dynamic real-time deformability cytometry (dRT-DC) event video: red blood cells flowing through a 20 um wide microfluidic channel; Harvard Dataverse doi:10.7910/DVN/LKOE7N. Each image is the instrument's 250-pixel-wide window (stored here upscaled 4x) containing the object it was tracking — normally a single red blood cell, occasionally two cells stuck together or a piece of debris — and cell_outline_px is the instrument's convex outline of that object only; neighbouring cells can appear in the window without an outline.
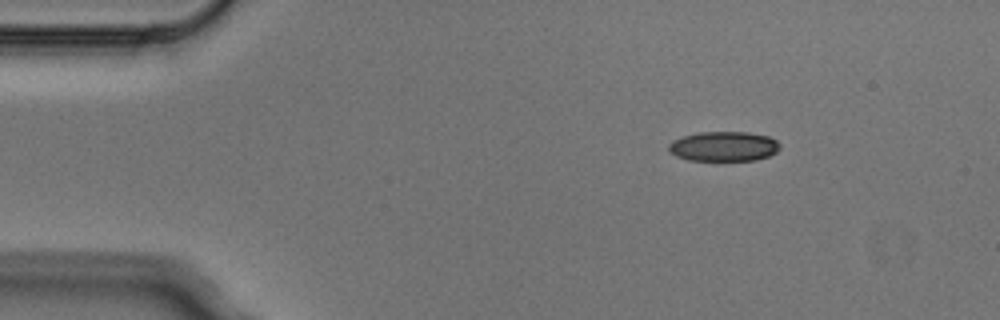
{"species": "Egyptian fruit bat (a non-hibernating species)", "species_latin": "Rousettus aegyptiacus", "temperature_condition": "cold", "stored_images_in_passage": 5, "segment_of_instrument_passage": [2, 2], "camera_frame_rate_fps": 3000, "um_per_image_px": 0.085, "animal": {"sex": "male"}, "frame": {"image": 1, "passage_image": 5, "time_ms": 1.333, "image_size_px": [1000, 320], "cell_outline_px": [[780, 148], [776, 152], [768, 156], [756, 160], [688, 160], [676, 156], [668, 148], [668, 144], [672, 140], [696, 132], [748, 132], [768, 136], [776, 140], [780, 144]], "centroid_in_image_um": [61.52, 12.43], "position_along_channel_um": 23.5, "area_um2": 19.31}}